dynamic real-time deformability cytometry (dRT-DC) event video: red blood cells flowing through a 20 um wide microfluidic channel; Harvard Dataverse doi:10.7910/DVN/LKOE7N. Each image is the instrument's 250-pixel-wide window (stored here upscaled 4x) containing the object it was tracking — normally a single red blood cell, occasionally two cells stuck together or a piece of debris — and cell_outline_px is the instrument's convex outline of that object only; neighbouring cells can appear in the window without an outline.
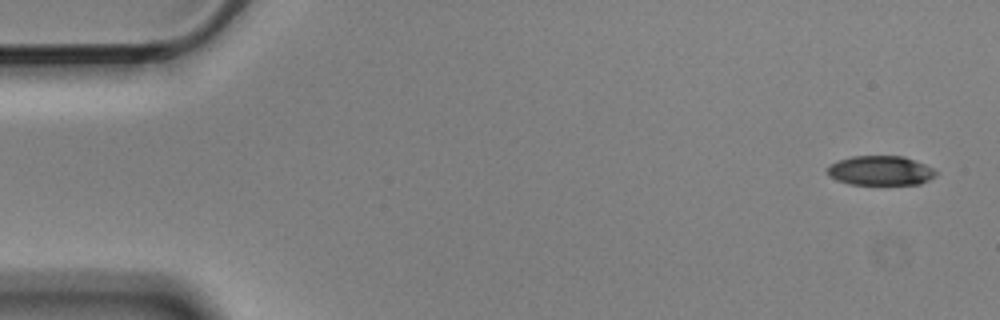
{"species": "Egyptian fruit bat (a non-hibernating species)", "species_latin": "Rousettus aegyptiacus", "temperature_condition": "cold", "stored_images_in_passage": 5, "camera_frame_rate_fps": 3000, "um_per_image_px": 0.085, "animal": {"sex": "male"}, "frame": {"image": 1, "passage_image": 1, "time_ms": 0.0, "image_size_px": [1000, 320], "cell_outline_px": [[936, 176], [920, 184], [848, 184], [836, 180], [828, 176], [828, 164], [836, 160], [852, 156], [904, 156], [924, 164], [932, 168], [936, 172]], "centroid_in_image_um": [74.79, 14.5], "position_along_channel_um": 10.2, "area_um2": 18.73}}
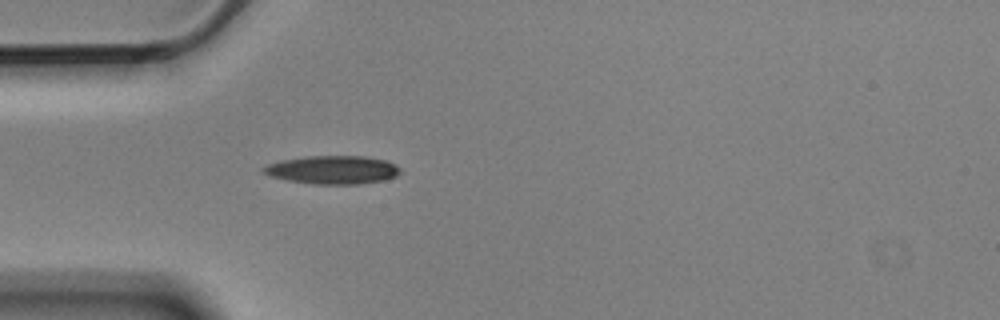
{"frame": {"image": 2, "passage_image": 5, "time_ms": 1.333, "image_size_px": [1000, 320], "cell_outline_px": [[400, 172], [396, 176], [384, 180], [360, 184], [312, 184], [288, 180], [268, 176], [260, 172], [260, 168], [268, 164], [280, 160], [304, 156], [364, 156], [384, 160], [396, 164], [400, 168]], "centroid_in_image_um": [28.22, 14.43], "position_along_channel_um": 56.8, "area_um2": 22.83}}